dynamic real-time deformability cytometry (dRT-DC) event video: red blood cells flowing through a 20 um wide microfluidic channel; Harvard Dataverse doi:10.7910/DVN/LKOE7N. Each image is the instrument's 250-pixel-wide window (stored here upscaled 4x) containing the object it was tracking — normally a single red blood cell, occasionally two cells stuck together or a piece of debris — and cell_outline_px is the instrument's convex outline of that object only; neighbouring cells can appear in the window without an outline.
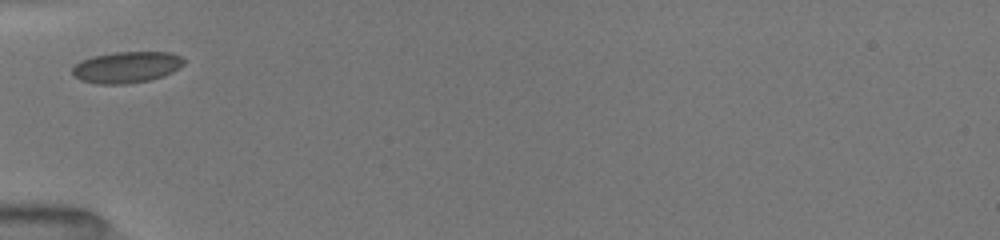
{"species": "common noctule bat (a hibernating species)", "species_latin": "Nyctalus noctula", "temperature_condition": "room temperature", "stored_images_in_passage": 2, "camera_frame_rate_fps": 3000, "um_per_image_px": 0.085, "animal": {"sex": "female", "body_mass_g": 19.5, "forearm_length_mm": 54.1}, "frame": {"image": 1, "passage_image": 1, "time_ms": 0.0, "image_size_px": [1000, 240], "cell_outline_px": [[184, 64], [180, 68], [164, 76], [148, 80], [128, 84], [100, 84], [80, 80], [72, 76], [72, 68], [80, 60], [92, 56], [116, 52], [172, 52], [184, 56]], "centroid_in_image_um": [10.78, 5.71], "position_along_channel_um": 74.2, "area_um2": 20.63}}
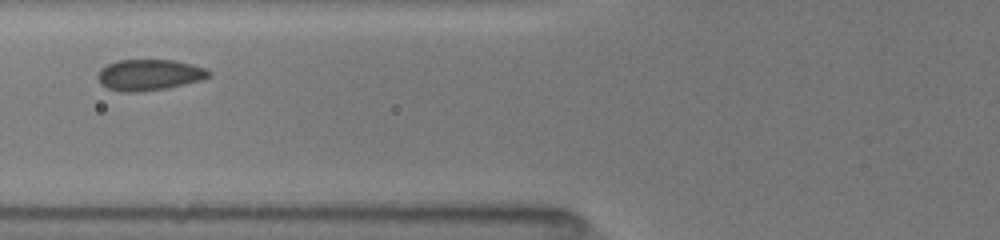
{"frame": {"image": 2, "passage_image": 2, "time_ms": 1.0, "image_size_px": [1000, 240], "cell_outline_px": [[212, 76], [200, 80], [168, 88], [140, 92], [120, 92], [108, 88], [100, 84], [96, 76], [108, 64], [120, 60], [176, 60], [192, 64], [204, 68], [212, 72]], "centroid_in_image_um": [12.71, 6.37], "position_along_channel_um": 113.1, "area_um2": 20.11}}